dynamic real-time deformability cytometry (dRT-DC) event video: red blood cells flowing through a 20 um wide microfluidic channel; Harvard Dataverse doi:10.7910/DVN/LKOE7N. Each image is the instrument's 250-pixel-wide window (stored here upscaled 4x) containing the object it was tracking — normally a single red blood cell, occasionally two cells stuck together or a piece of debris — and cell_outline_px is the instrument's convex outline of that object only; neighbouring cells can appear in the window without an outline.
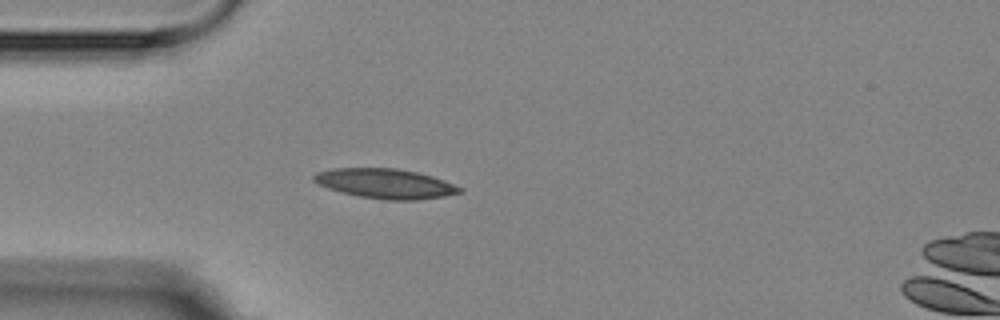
{"species": "Egyptian fruit bat (a non-hibernating species)", "species_latin": "Rousettus aegyptiacus", "temperature_condition": "room temperature", "stored_images_in_passage": 3, "camera_frame_rate_fps": 3000, "um_per_image_px": 0.085, "animal": {"sex": "female"}, "frame": {"image": 1, "passage_image": 3, "time_ms": 3.333, "image_size_px": [1000, 320], "cell_outline_px": [[464, 192], [444, 196], [416, 200], [384, 200], [360, 196], [340, 192], [328, 188], [312, 180], [312, 176], [316, 172], [332, 168], [396, 168], [416, 172], [432, 176], [444, 180], [464, 188]], "centroid_in_image_um": [32.77, 15.6], "position_along_channel_um": 52.2, "area_um2": 25.37}}